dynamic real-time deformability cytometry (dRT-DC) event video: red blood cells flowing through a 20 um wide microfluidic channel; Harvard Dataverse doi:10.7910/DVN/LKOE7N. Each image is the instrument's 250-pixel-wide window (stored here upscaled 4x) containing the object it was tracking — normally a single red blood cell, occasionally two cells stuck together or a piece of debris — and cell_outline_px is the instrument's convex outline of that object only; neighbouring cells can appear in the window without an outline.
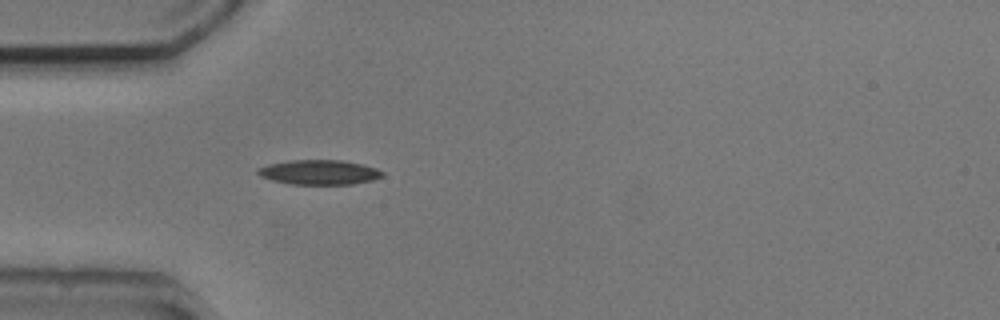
{"species": "common noctule bat (a hibernating species)", "species_latin": "Nyctalus noctula", "temperature_condition": "cold", "stored_images_in_passage": 31, "camera_frame_rate_fps": 3000, "um_per_image_px": 0.085, "animal": {"sex": "male", "body_mass_g": 20.5, "forearm_length_mm": 52.5}, "frame": {"image": 1, "passage_image": 1, "time_ms": 0.0, "image_size_px": [1000, 320], "cell_outline_px": [[384, 176], [372, 180], [352, 184], [292, 184], [272, 180], [260, 176], [256, 172], [256, 168], [268, 164], [288, 160], [344, 160], [364, 164], [376, 168], [384, 172]], "centroid_in_image_um": [27.14, 14.63], "position_along_channel_um": 57.9, "area_um2": 18.09}}
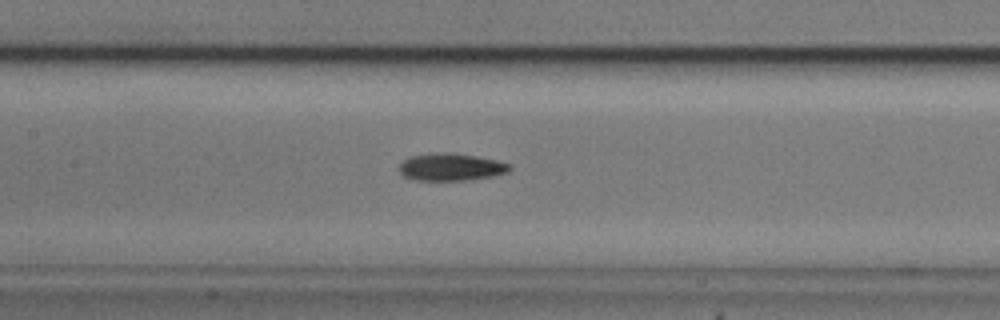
{"frame": {"image": 2, "passage_image": 10, "time_ms": 3.0, "image_size_px": [1000, 320], "cell_outline_px": [[512, 168], [508, 172], [492, 176], [472, 180], [416, 180], [404, 176], [400, 172], [400, 164], [408, 156], [432, 152], [452, 152], [476, 156], [496, 160], [512, 164]], "centroid_in_image_um": [38.35, 14.18], "position_along_channel_um": 169.1, "area_um2": 17.86}, "authors_computed_cell_mechanics": {"area_um2": 17.2244, "velocity_mm_per_s": 3.7988, "shape_relaxation_time_tau1_ms": 4.5339, "shape_relaxation_time_tau2_ms": 3.4685, "deformation_change_tau1": 0.1456, "deformation_change_tau2": 0.1}}